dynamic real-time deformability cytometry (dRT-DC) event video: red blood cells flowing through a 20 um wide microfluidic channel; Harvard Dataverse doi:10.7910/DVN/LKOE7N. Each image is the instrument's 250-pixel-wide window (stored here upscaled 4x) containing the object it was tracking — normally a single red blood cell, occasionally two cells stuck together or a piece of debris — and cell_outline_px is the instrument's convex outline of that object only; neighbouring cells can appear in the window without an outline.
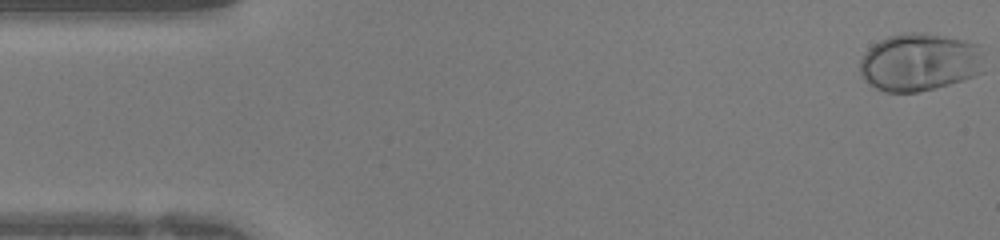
{"species": "human", "species_latin": "Homo sapiens", "temperature_condition": "warm", "stored_images_in_passage": 35, "camera_frame_rate_fps": 3000, "um_per_image_px": 0.085, "donor": {"sex": "female"}, "frame": {"image": 1, "passage_image": 1, "time_ms": 0.0, "image_size_px": [1000, 240], "cell_outline_px": [[984, 72], [948, 84], [916, 92], [884, 92], [868, 84], [860, 76], [860, 60], [868, 48], [872, 44], [888, 36], [908, 32], [924, 32], [964, 40], [980, 44]], "centroid_in_image_um": [78.14, 5.27], "position_along_channel_um": 6.9, "area_um2": 42.08}}
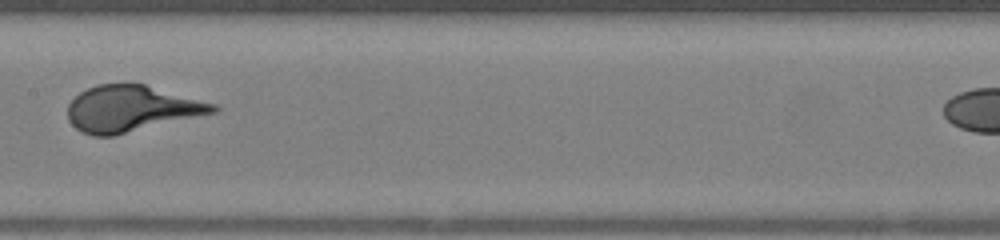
{"frame": {"image": 2, "passage_image": 21, "time_ms": 6.667, "image_size_px": [1000, 240], "cell_outline_px": [[220, 108], [216, 112], [112, 136], [92, 136], [76, 128], [68, 120], [68, 104], [80, 92], [96, 84], [144, 84], [216, 104]], "centroid_in_image_um": [11.15, 9.23], "position_along_channel_um": 196.3, "area_um2": 38.67}}
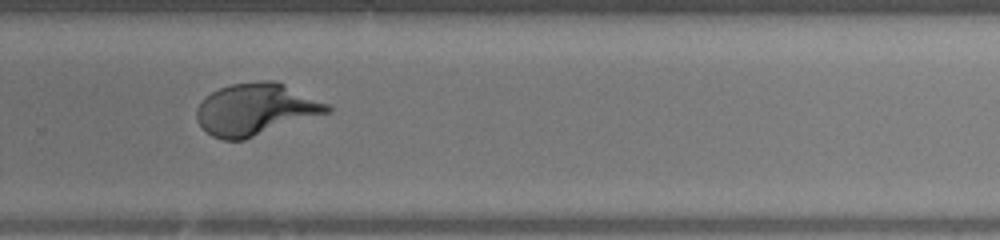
{"frame": {"image": 3, "passage_image": 28, "time_ms": 9.0, "image_size_px": [1000, 240], "cell_outline_px": [[332, 112], [244, 140], [224, 140], [212, 136], [196, 120], [196, 108], [204, 96], [220, 88], [232, 84], [256, 80], [276, 80], [332, 104]], "centroid_in_image_um": [21.79, 9.28], "position_along_channel_um": 308.0, "area_um2": 40.11}}